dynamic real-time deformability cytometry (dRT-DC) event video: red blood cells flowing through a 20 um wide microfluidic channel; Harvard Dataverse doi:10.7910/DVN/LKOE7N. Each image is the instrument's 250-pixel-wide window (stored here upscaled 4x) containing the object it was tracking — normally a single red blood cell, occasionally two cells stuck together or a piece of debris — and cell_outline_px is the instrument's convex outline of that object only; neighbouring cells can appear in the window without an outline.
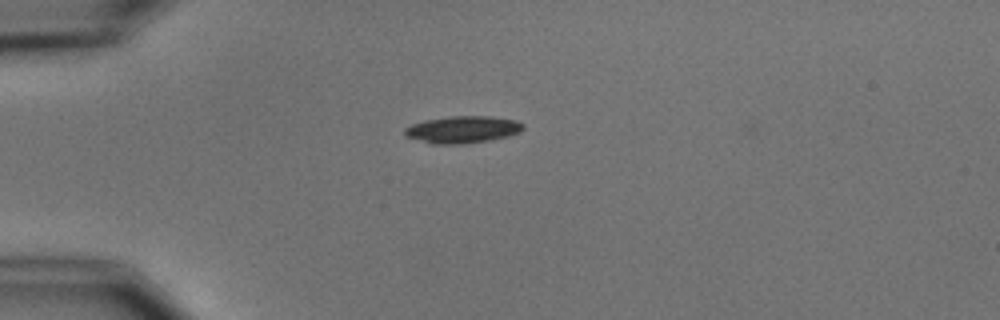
{"species": "common noctule bat (a hibernating species)", "species_latin": "Nyctalus noctula", "temperature_condition": "cold", "stored_images_in_passage": 7, "camera_frame_rate_fps": 3000, "um_per_image_px": 0.085, "animal": {"sex": "male", "body_mass_g": 15.6}, "frame": {"image": 1, "passage_image": 1, "time_ms": 0.0, "image_size_px": [1000, 320], "cell_outline_px": [[524, 128], [520, 132], [508, 136], [488, 140], [460, 144], [432, 144], [404, 136], [404, 128], [412, 124], [424, 120], [452, 116], [488, 116], [516, 120], [524, 124]], "centroid_in_image_um": [39.3, 11.01], "position_along_channel_um": 45.7, "area_um2": 18.67}}
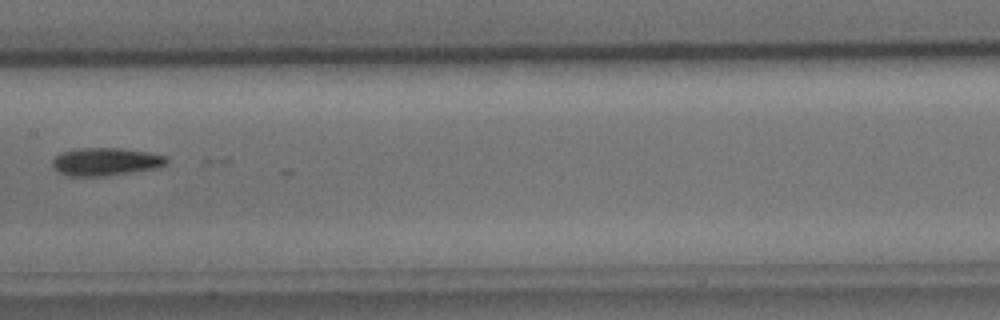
{"frame": {"image": 2, "passage_image": 5, "time_ms": 4.667, "image_size_px": [1000, 320], "cell_outline_px": [[168, 164], [156, 168], [108, 176], [68, 176], [56, 172], [52, 168], [52, 160], [60, 152], [72, 148], [120, 148], [148, 152], [168, 156]], "centroid_in_image_um": [8.95, 13.74], "position_along_channel_um": 198.5, "area_um2": 18.96}}